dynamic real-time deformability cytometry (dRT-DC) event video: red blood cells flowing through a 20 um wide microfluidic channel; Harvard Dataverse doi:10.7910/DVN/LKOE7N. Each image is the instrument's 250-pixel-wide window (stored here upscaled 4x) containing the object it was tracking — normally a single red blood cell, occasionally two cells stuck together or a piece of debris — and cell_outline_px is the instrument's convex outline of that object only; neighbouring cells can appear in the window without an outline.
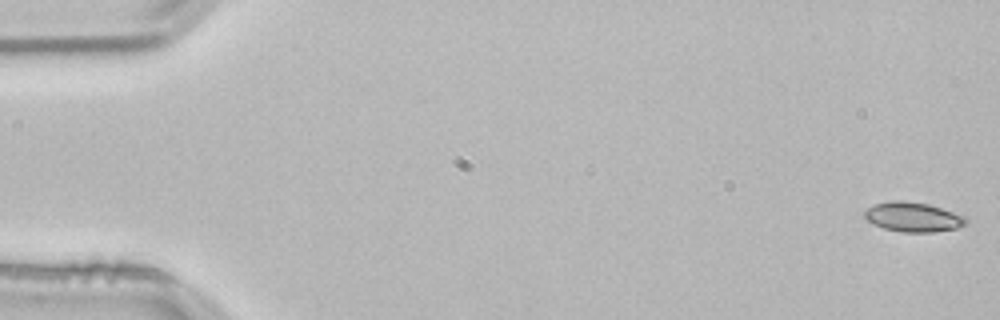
{"species": "common noctule bat (a hibernating species)", "species_latin": "Nyctalus noctula", "temperature_condition": "room temperature", "stored_images_in_passage": 54, "camera_frame_rate_fps": 3000, "um_per_image_px": 0.085, "animal": {"sex": "male", "body_mass_g": 21.5, "forearm_length_mm": 52.0}, "frame": {"image": 1, "passage_image": 1, "time_ms": 0.0, "image_size_px": [1000, 320], "cell_outline_px": [[968, 224], [956, 228], [932, 232], [900, 232], [884, 228], [872, 224], [864, 216], [864, 212], [868, 208], [876, 204], [892, 200], [904, 200], [928, 204], [964, 216], [968, 220]], "centroid_in_image_um": [77.6, 18.45], "position_along_channel_um": 7.4, "area_um2": 17.4}}
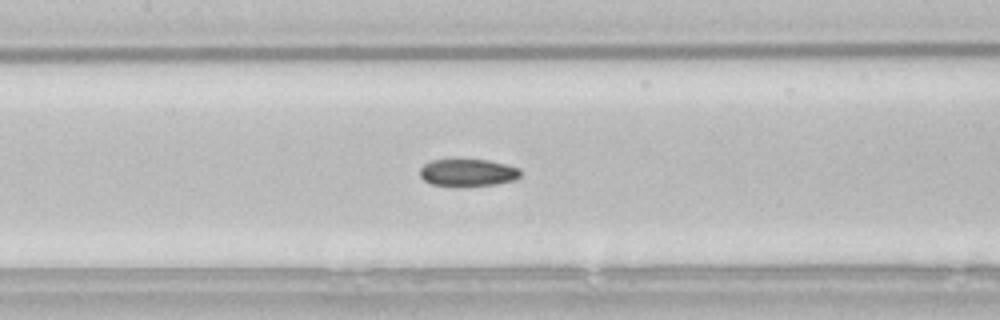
{"frame": {"image": 2, "passage_image": 25, "time_ms": 8.0, "image_size_px": [1000, 320], "cell_outline_px": [[520, 176], [516, 180], [496, 184], [460, 188], [452, 188], [432, 184], [424, 180], [420, 176], [420, 168], [424, 164], [432, 160], [452, 156], [488, 160], [508, 164], [520, 168]], "centroid_in_image_um": [39.73, 14.65], "position_along_channel_um": 167.7, "area_um2": 17.34}}
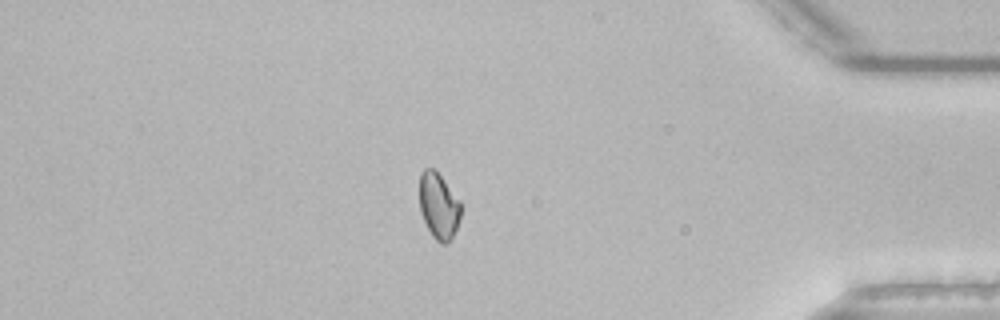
{"frame": {"image": 3, "passage_image": 46, "time_ms": 15.0, "image_size_px": [1000, 320], "cell_outline_px": [[460, 220], [452, 240], [448, 244], [440, 244], [432, 236], [420, 212], [420, 172], [424, 168], [436, 168], [460, 200]], "centroid_in_image_um": [37.3, 17.49], "position_along_channel_um": 397.9, "area_um2": 16.3}, "authors_computed_cell_mechanics": {"area_um2": 16.762, "velocity_mm_per_s": 3.811, "shape_relaxation_time_tau1_ms": null, "shape_relaxation_time_tau2_ms": 8.6688, "deformation_change_tau1": null, "deformation_change_tau2": 0.1015}}